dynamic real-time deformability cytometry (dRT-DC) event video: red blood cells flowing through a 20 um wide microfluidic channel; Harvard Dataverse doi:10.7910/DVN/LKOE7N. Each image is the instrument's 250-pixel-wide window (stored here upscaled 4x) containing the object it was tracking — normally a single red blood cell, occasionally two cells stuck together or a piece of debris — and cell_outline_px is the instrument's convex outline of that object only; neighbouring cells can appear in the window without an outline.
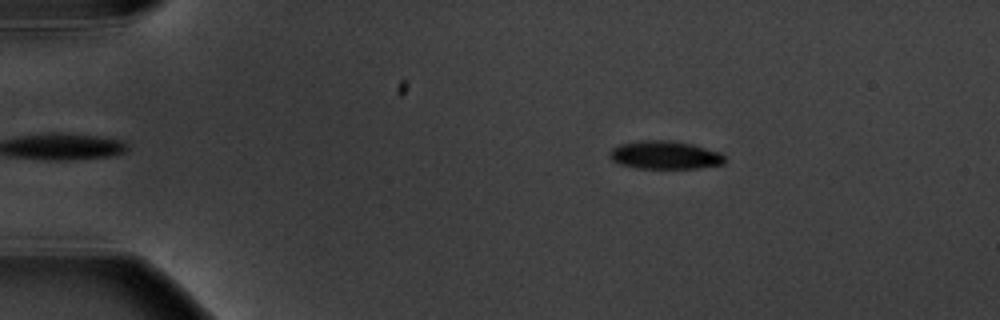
{"species": "common noctule bat (a hibernating species)", "species_latin": "Nyctalus noctula", "temperature_condition": "warm", "stored_images_in_passage": 4, "segment_of_instrument_passage": [1, 2], "camera_frame_rate_fps": 3000, "um_per_image_px": 0.085, "animal": {"sex": "male", "body_mass_g": 20.1, "forearm_length_mm": 53.5}, "frame": {"image": 1, "passage_image": 1, "time_ms": 0.0, "image_size_px": [1000, 320], "cell_outline_px": [[724, 164], [700, 168], [636, 168], [620, 164], [612, 160], [608, 156], [608, 152], [612, 148], [620, 144], [640, 140], [668, 140], [692, 144], [720, 152], [724, 156]], "centroid_in_image_um": [56.49, 13.18], "position_along_channel_um": 28.5, "area_um2": 18.96}}